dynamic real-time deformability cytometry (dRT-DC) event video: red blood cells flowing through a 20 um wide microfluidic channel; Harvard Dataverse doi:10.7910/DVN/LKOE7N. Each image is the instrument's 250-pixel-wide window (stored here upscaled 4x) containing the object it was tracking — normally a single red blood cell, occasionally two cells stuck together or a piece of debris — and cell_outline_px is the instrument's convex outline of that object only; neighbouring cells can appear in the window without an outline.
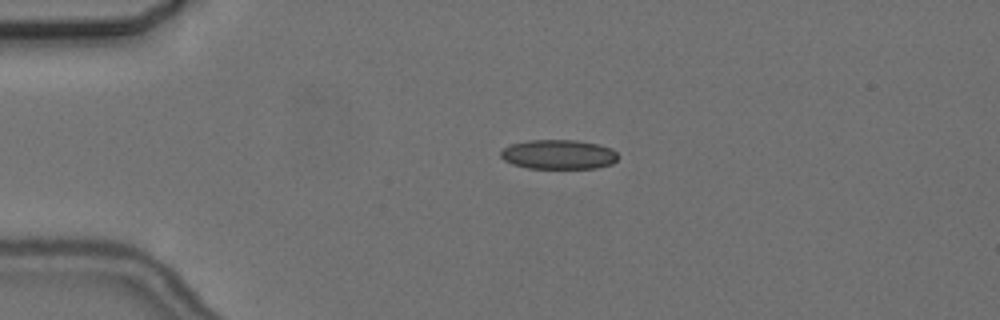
{"species": "common noctule bat (a hibernating species)", "species_latin": "Nyctalus noctula", "temperature_condition": "cold", "stored_images_in_passage": 4, "camera_frame_rate_fps": 3000, "um_per_image_px": 0.085, "animal": {"sex": "female", "body_mass_g": 24.6, "forearm_length_mm": 56.2}, "frame": {"image": 1, "passage_image": 3, "time_ms": 2.333, "image_size_px": [1000, 320], "cell_outline_px": [[620, 156], [612, 164], [596, 168], [528, 168], [512, 164], [504, 160], [500, 156], [500, 152], [504, 148], [512, 144], [528, 140], [576, 140], [600, 144], [612, 148]], "centroid_in_image_um": [47.51, 13.12], "position_along_channel_um": 37.5, "area_um2": 20.29}}